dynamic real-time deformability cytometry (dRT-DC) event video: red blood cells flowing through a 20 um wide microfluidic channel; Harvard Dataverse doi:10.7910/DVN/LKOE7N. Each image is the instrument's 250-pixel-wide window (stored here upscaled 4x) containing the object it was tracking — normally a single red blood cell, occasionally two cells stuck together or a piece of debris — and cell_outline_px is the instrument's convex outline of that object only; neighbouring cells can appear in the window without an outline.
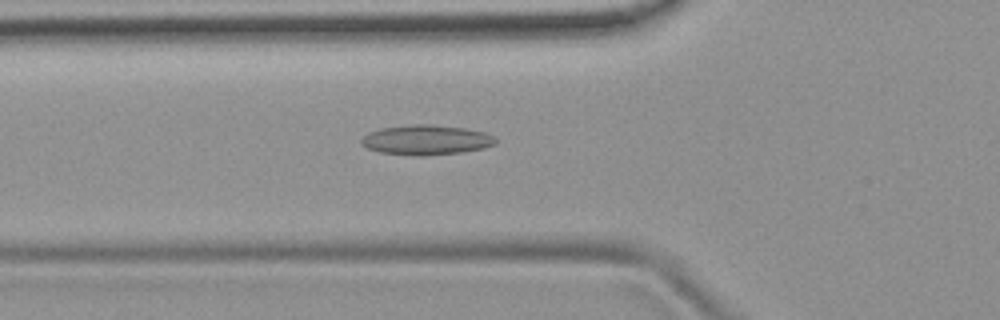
{"species": "common noctule bat (a hibernating species)", "species_latin": "Nyctalus noctula", "temperature_condition": "room temperature", "stored_images_in_passage": 30, "camera_frame_rate_fps": 3000, "um_per_image_px": 0.085, "animal": {"sex": "female", "body_mass_g": 19.9}, "frame": {"image": 1, "passage_image": 2, "time_ms": 0.333, "image_size_px": [1000, 320], "cell_outline_px": [[496, 144], [484, 148], [460, 152], [424, 156], [416, 156], [380, 152], [368, 148], [360, 144], [360, 140], [368, 132], [380, 128], [412, 124], [432, 124], [464, 128], [484, 132], [492, 136], [496, 140]], "centroid_in_image_um": [36.19, 11.89], "position_along_channel_um": 89.6, "area_um2": 23.41}}
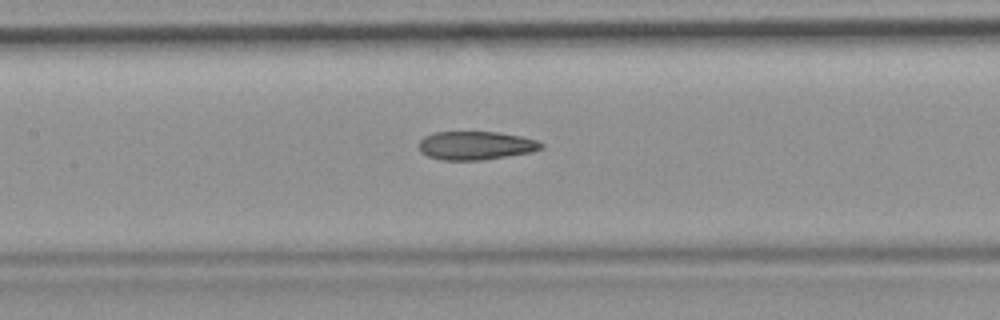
{"frame": {"image": 2, "passage_image": 8, "time_ms": 2.333, "image_size_px": [1000, 320], "cell_outline_px": [[544, 148], [532, 152], [480, 160], [444, 160], [428, 156], [420, 152], [420, 140], [424, 136], [432, 132], [496, 132], [520, 136], [536, 140], [544, 144]], "centroid_in_image_um": [40.44, 12.36], "position_along_channel_um": 167.0, "area_um2": 20.23}}
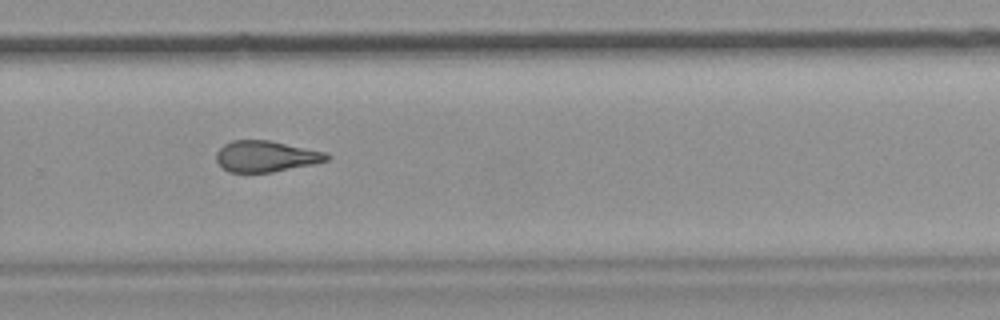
{"frame": {"image": 3, "passage_image": 19, "time_ms": 6.0, "image_size_px": [1000, 320], "cell_outline_px": [[332, 156], [328, 160], [316, 164], [272, 172], [228, 172], [216, 160], [216, 152], [224, 144], [232, 140], [268, 140], [324, 152]], "centroid_in_image_um": [22.61, 13.29], "position_along_channel_um": 307.2, "area_um2": 19.94}}